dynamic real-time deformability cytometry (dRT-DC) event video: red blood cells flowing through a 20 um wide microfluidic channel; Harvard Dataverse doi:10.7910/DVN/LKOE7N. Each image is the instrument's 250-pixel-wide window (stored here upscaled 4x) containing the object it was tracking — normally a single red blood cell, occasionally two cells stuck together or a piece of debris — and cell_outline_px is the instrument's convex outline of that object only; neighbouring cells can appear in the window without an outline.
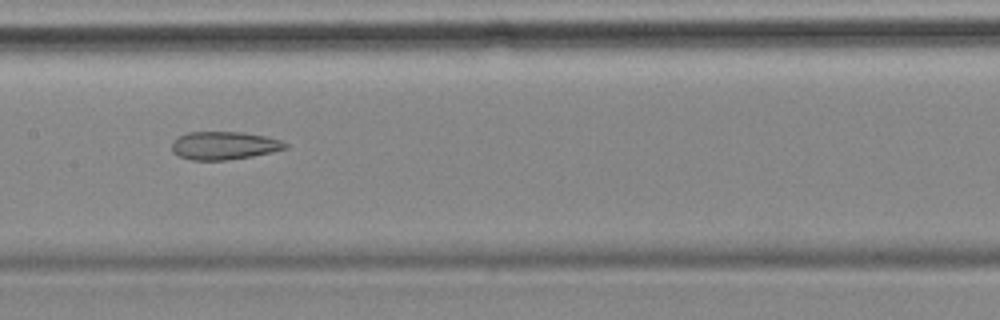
{"species": "common noctule bat (a hibernating species)", "species_latin": "Nyctalus noctula", "temperature_condition": "cold", "stored_images_in_passage": 8, "camera_frame_rate_fps": 3000, "um_per_image_px": 0.085, "animal": {"sex": "female", "body_mass_g": 18.4}, "frame": {"image": 1, "passage_image": 7, "time_ms": 7.0, "image_size_px": [1000, 320], "cell_outline_px": [[288, 148], [272, 152], [252, 156], [228, 160], [192, 160], [176, 156], [172, 152], [172, 140], [188, 132], [244, 132], [264, 136], [280, 140], [288, 144]], "centroid_in_image_um": [19.02, 12.38], "position_along_channel_um": 188.4, "area_um2": 18.67}}
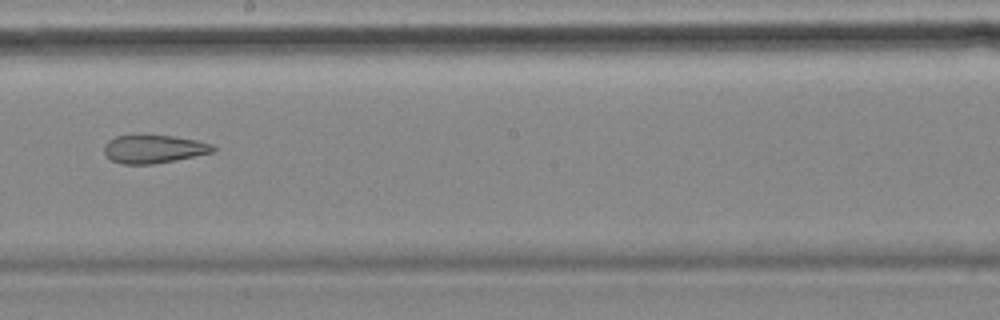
{"frame": {"image": 2, "passage_image": 8, "time_ms": 8.333, "image_size_px": [1000, 320], "cell_outline_px": [[216, 152], [176, 160], [152, 164], [120, 164], [112, 160], [104, 152], [104, 144], [108, 140], [116, 136], [176, 136], [196, 140], [212, 144], [216, 148]], "centroid_in_image_um": [13.1, 12.68], "position_along_channel_um": 235.1, "area_um2": 17.86}}